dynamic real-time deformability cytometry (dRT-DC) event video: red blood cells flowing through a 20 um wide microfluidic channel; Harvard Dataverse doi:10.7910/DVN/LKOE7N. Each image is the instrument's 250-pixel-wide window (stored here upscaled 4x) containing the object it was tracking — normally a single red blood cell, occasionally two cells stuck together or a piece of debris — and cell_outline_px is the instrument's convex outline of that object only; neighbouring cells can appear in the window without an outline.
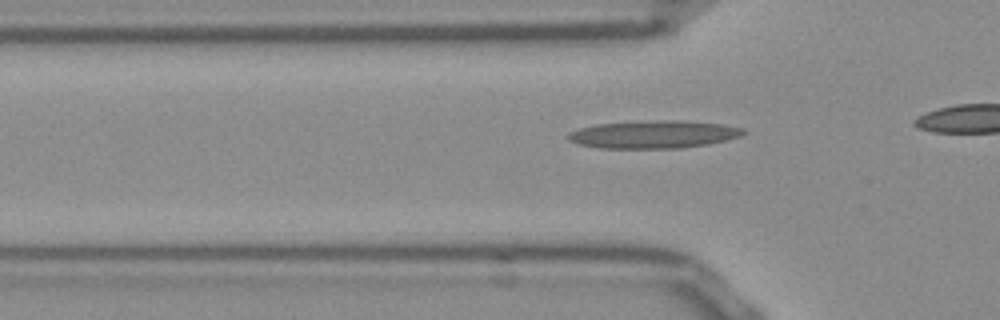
{"species": "Egyptian fruit bat (a non-hibernating species)", "species_latin": "Rousettus aegyptiacus", "temperature_condition": "room temperature", "stored_images_in_passage": 14, "camera_frame_rate_fps": 3000, "um_per_image_px": 0.085, "frame": {"image": 1, "passage_image": 5, "time_ms": 1.333, "image_size_px": [1000, 320], "cell_outline_px": [[744, 132], [740, 136], [708, 144], [680, 148], [600, 148], [580, 144], [568, 140], [568, 132], [580, 128], [596, 124], [660, 120], [680, 120], [720, 124], [744, 128]], "centroid_in_image_um": [55.53, 11.42], "position_along_channel_um": 70.3, "area_um2": 28.03}}
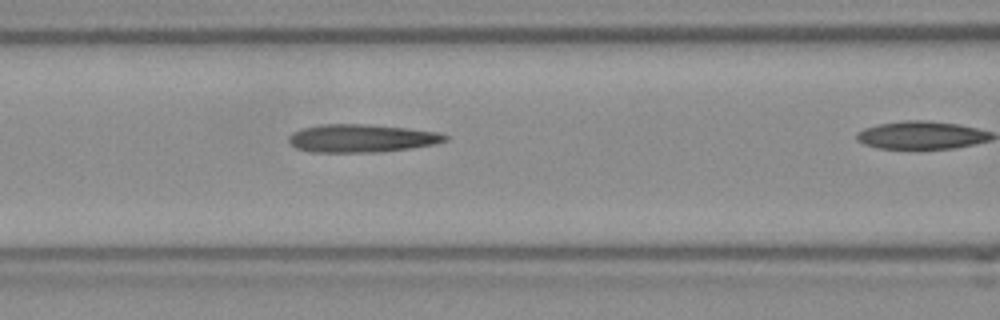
{"frame": {"image": 2, "passage_image": 10, "time_ms": 3.0, "image_size_px": [1000, 320], "cell_outline_px": [[448, 140], [436, 144], [380, 152], [312, 152], [296, 148], [288, 140], [288, 136], [292, 132], [304, 128], [324, 124], [368, 124], [408, 128], [440, 132], [448, 136]], "centroid_in_image_um": [30.76, 11.75], "position_along_channel_um": 135.8, "area_um2": 25.55}}